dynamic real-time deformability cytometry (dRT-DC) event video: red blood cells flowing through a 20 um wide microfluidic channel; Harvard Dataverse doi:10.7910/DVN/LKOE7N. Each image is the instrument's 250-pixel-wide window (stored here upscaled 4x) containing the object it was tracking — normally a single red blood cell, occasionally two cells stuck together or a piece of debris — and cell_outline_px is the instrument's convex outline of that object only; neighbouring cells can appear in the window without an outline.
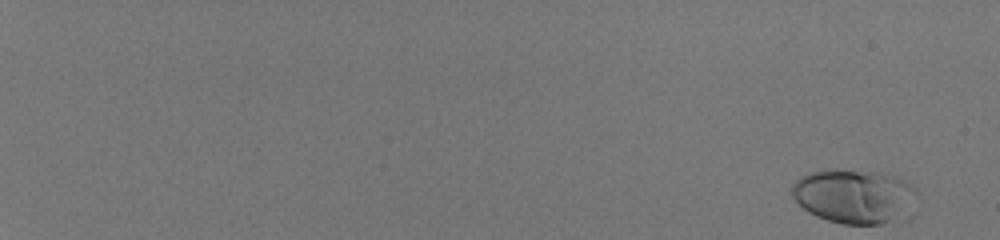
{"species": "human", "species_latin": "Homo sapiens", "temperature_condition": "room temperature", "stored_images_in_passage": 54, "camera_frame_rate_fps": 3000, "um_per_image_px": 0.085, "donor": {"sex": "male"}, "frame": {"image": 1, "passage_image": 1, "time_ms": 0.0, "image_size_px": [1000, 240], "cell_outline_px": [[920, 196], [888, 220], [880, 224], [844, 224], [828, 220], [816, 216], [808, 212], [788, 192], [792, 184], [800, 176], [808, 172], [824, 168], [836, 168], [884, 172], [896, 176], [916, 188]], "centroid_in_image_um": [72.48, 16.59], "position_along_channel_um": 12.5, "area_um2": 39.3}}
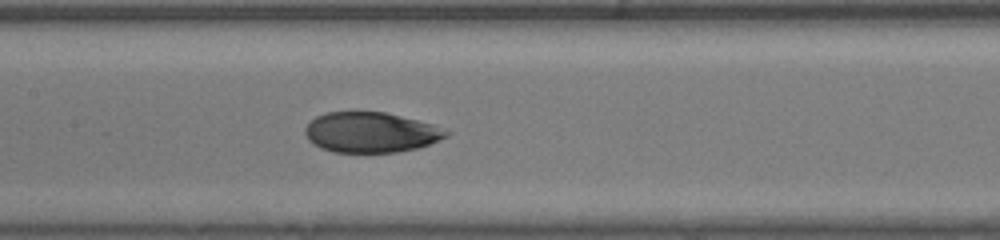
{"frame": {"image": 2, "passage_image": 32, "time_ms": 10.333, "image_size_px": [1000, 240], "cell_outline_px": [[452, 132], [448, 136], [428, 144], [416, 148], [396, 152], [332, 152], [320, 148], [312, 144], [308, 140], [304, 132], [304, 128], [316, 116], [324, 112], [384, 112], [432, 124]], "centroid_in_image_um": [31.48, 11.25], "position_along_channel_um": 175.9, "area_um2": 33.06}}
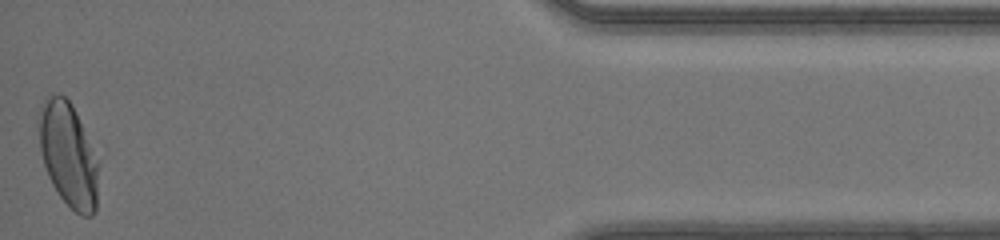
{"frame": {"image": 3, "passage_image": 54, "time_ms": 17.667, "image_size_px": [1000, 240], "cell_outline_px": [[100, 160], [96, 208], [92, 216], [80, 216], [60, 196], [52, 184], [48, 176], [40, 152], [36, 124], [36, 116], [40, 104], [44, 100], [52, 96], [64, 96], [72, 104]], "centroid_in_image_um": [5.8, 13.14], "position_along_channel_um": 429.4, "area_um2": 36.99}, "authors_computed_cell_mechanics": {"area_um2": 34.1887, "velocity_mm_per_s": 4.1625, "shape_relaxation_time_tau1_ms": 4.4785, "shape_relaxation_time_tau2_ms": null, "deformation_change_tau1": 0.1911, "deformation_change_tau2": null}}